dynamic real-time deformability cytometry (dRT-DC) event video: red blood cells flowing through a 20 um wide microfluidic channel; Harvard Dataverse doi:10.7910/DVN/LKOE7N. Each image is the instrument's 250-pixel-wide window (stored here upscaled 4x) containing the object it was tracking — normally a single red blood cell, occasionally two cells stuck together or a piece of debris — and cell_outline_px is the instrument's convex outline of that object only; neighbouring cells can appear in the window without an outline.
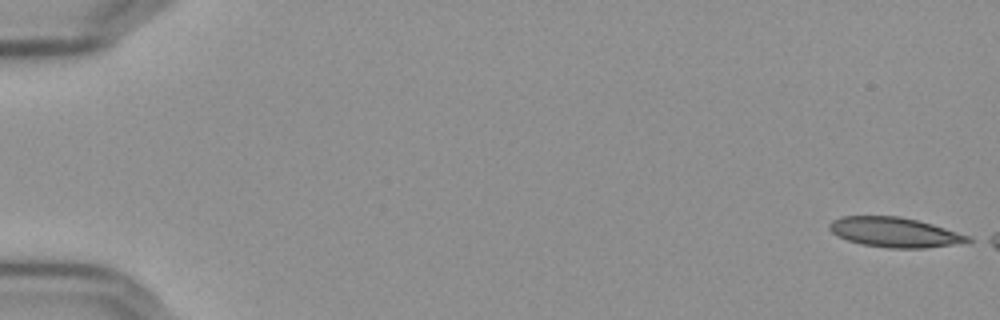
{"species": "Egyptian fruit bat (a non-hibernating species)", "species_latin": "Rousettus aegyptiacus", "temperature_condition": "cold", "stored_images_in_passage": 52, "camera_frame_rate_fps": 3000, "um_per_image_px": 0.085, "frame": {"image": 1, "passage_image": 1, "time_ms": 0.0, "image_size_px": [1000, 320], "cell_outline_px": [[972, 240], [952, 244], [924, 248], [888, 248], [860, 244], [848, 240], [832, 232], [828, 228], [828, 224], [832, 220], [840, 216], [900, 216], [932, 224], [972, 236]], "centroid_in_image_um": [76.02, 19.73], "position_along_channel_um": 9.0, "area_um2": 23.93}}
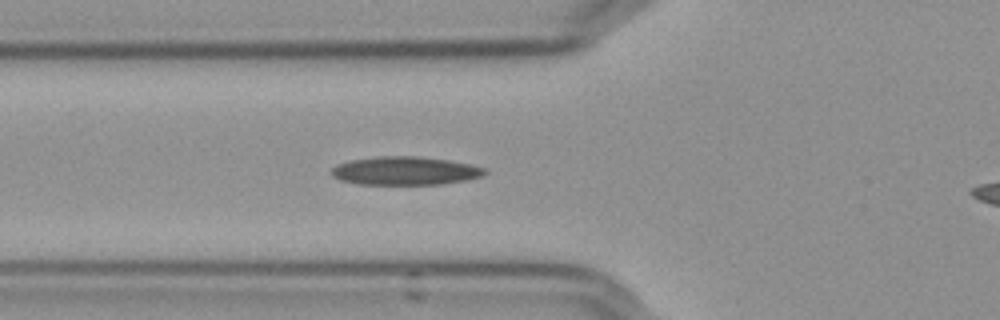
{"frame": {"image": 2, "passage_image": 21, "time_ms": 6.667, "image_size_px": [1000, 320], "cell_outline_px": [[488, 172], [484, 176], [464, 180], [440, 184], [356, 184], [340, 180], [332, 176], [332, 168], [336, 164], [352, 160], [376, 156], [416, 156], [448, 160], [472, 164], [484, 168]], "centroid_in_image_um": [34.43, 14.51], "position_along_channel_um": 91.4, "area_um2": 25.37}}
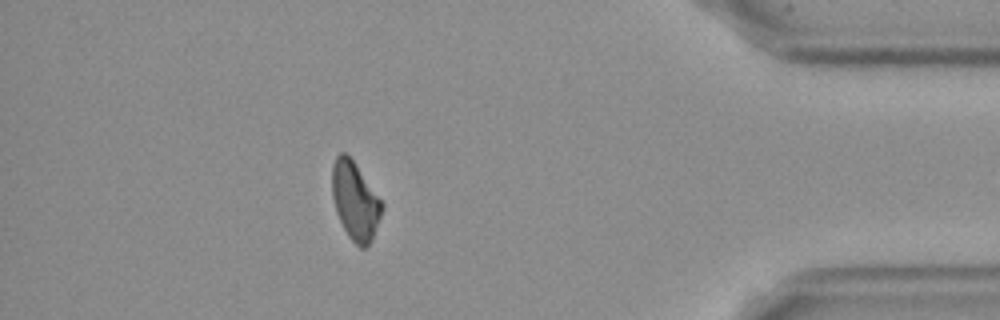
{"frame": {"image": 3, "passage_image": 50, "time_ms": 16.333, "image_size_px": [1000, 320], "cell_outline_px": [[384, 208], [372, 240], [364, 248], [360, 248], [348, 236], [336, 212], [332, 196], [332, 164], [336, 156], [340, 152], [344, 152], [356, 164], [384, 204]], "centroid_in_image_um": [30.19, 17.07], "position_along_channel_um": 405.0, "area_um2": 22.6}}